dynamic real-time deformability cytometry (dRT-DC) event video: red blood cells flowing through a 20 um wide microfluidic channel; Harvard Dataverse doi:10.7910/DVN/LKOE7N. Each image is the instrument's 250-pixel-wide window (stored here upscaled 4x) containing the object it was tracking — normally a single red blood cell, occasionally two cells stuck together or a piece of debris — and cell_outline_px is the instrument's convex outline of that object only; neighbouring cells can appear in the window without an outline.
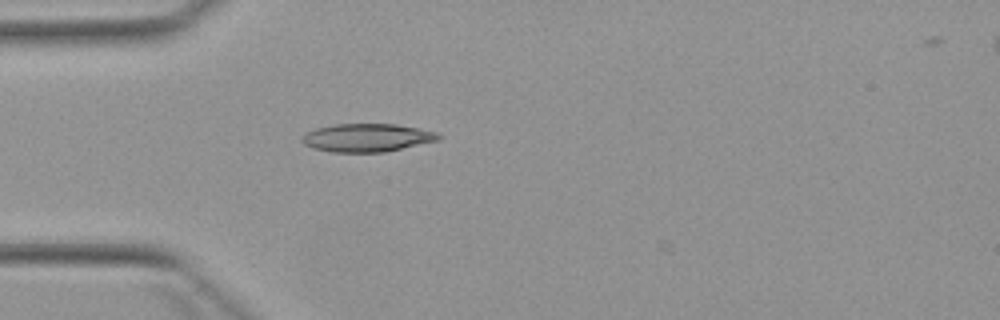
{"species": "Egyptian fruit bat (a non-hibernating species)", "species_latin": "Rousettus aegyptiacus", "temperature_condition": "warm", "stored_images_in_passage": 3, "camera_frame_rate_fps": 3000, "um_per_image_px": 0.085, "animal": {"sex": "female"}, "frame": {"image": 1, "passage_image": 3, "time_ms": 2.333, "image_size_px": [1000, 320], "cell_outline_px": [[444, 136], [440, 140], [384, 152], [332, 152], [312, 148], [304, 144], [300, 140], [308, 132], [316, 128], [332, 124], [396, 124], [436, 132]], "centroid_in_image_um": [31.21, 11.7], "position_along_channel_um": 53.8, "area_um2": 22.37}}